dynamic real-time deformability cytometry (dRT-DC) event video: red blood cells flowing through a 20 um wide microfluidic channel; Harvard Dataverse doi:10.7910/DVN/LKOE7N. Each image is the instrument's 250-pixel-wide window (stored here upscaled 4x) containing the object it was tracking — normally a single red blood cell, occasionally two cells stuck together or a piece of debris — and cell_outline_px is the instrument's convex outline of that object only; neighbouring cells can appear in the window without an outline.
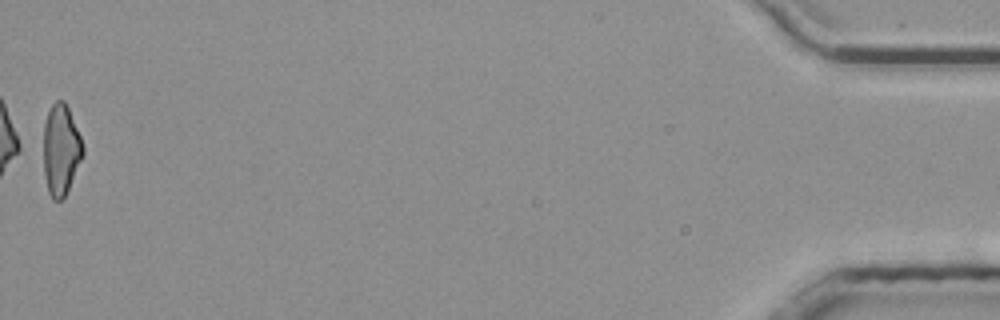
{"species": "common noctule bat (a hibernating species)", "species_latin": "Nyctalus noctula", "temperature_condition": "room temperature", "stored_images_in_passage": 37, "camera_frame_rate_fps": 3000, "um_per_image_px": 0.085, "animal": {"sex": "male", "body_mass_g": 20.4}, "frame": {"image": 1, "passage_image": 37, "time_ms": 12.0, "image_size_px": [1000, 320], "cell_outline_px": [[84, 156], [64, 196], [60, 200], [52, 200], [48, 192], [44, 176], [44, 124], [48, 112], [52, 104], [56, 100], [64, 100], [68, 108], [84, 144]], "centroid_in_image_um": [5.19, 12.73], "position_along_channel_um": 430.0, "area_um2": 20.87}, "authors_computed_cell_mechanics": {"area_um2": 22.0218, "velocity_mm_per_s": 3.8809, "shape_relaxation_time_tau1_ms": null, "shape_relaxation_time_tau2_ms": 3.5787, "deformation_change_tau1": null, "deformation_change_tau2": 0.1317}}